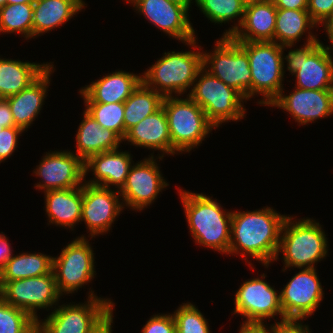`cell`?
I'll return each mask as SVG.
<instances>
[{"instance_id":"6da1fadb","label":"cell","mask_w":333,"mask_h":333,"mask_svg":"<svg viewBox=\"0 0 333 333\" xmlns=\"http://www.w3.org/2000/svg\"><path fill=\"white\" fill-rule=\"evenodd\" d=\"M286 217L268 206L253 211H232L228 256L239 254L254 270L250 260H247L251 256L268 268L277 256Z\"/></svg>"},{"instance_id":"7a4b0ae2","label":"cell","mask_w":333,"mask_h":333,"mask_svg":"<svg viewBox=\"0 0 333 333\" xmlns=\"http://www.w3.org/2000/svg\"><path fill=\"white\" fill-rule=\"evenodd\" d=\"M178 193L195 244L227 255L231 242L232 211H226L217 199L203 193L179 188Z\"/></svg>"},{"instance_id":"3957f363","label":"cell","mask_w":333,"mask_h":333,"mask_svg":"<svg viewBox=\"0 0 333 333\" xmlns=\"http://www.w3.org/2000/svg\"><path fill=\"white\" fill-rule=\"evenodd\" d=\"M295 219V220H294ZM298 220V221H297ZM296 220L288 215L281 230L280 244L275 261L283 254V272L288 268H315V263L328 255V239L322 225L315 219Z\"/></svg>"},{"instance_id":"277c9868","label":"cell","mask_w":333,"mask_h":333,"mask_svg":"<svg viewBox=\"0 0 333 333\" xmlns=\"http://www.w3.org/2000/svg\"><path fill=\"white\" fill-rule=\"evenodd\" d=\"M196 39L184 43L189 48L191 46L190 51L165 52L142 74V81L163 97L181 96L187 90L190 93L197 73L202 68L203 48L197 45Z\"/></svg>"},{"instance_id":"5b68a950","label":"cell","mask_w":333,"mask_h":333,"mask_svg":"<svg viewBox=\"0 0 333 333\" xmlns=\"http://www.w3.org/2000/svg\"><path fill=\"white\" fill-rule=\"evenodd\" d=\"M162 107L166 113L172 142V155L198 148L215 126L204 110L188 95L186 98L167 96Z\"/></svg>"},{"instance_id":"8992f818","label":"cell","mask_w":333,"mask_h":333,"mask_svg":"<svg viewBox=\"0 0 333 333\" xmlns=\"http://www.w3.org/2000/svg\"><path fill=\"white\" fill-rule=\"evenodd\" d=\"M247 53L251 70V98L262 97L257 104L269 106L284 88V46L276 42H238Z\"/></svg>"},{"instance_id":"52a82bcc","label":"cell","mask_w":333,"mask_h":333,"mask_svg":"<svg viewBox=\"0 0 333 333\" xmlns=\"http://www.w3.org/2000/svg\"><path fill=\"white\" fill-rule=\"evenodd\" d=\"M187 95L204 110L208 120L217 129L222 123L245 118L244 102L247 100L203 67L198 71Z\"/></svg>"},{"instance_id":"ba28073f","label":"cell","mask_w":333,"mask_h":333,"mask_svg":"<svg viewBox=\"0 0 333 333\" xmlns=\"http://www.w3.org/2000/svg\"><path fill=\"white\" fill-rule=\"evenodd\" d=\"M87 295L84 303L57 305L46 319L37 320V333H89L115 309V303L96 296L93 290Z\"/></svg>"},{"instance_id":"9c48e42d","label":"cell","mask_w":333,"mask_h":333,"mask_svg":"<svg viewBox=\"0 0 333 333\" xmlns=\"http://www.w3.org/2000/svg\"><path fill=\"white\" fill-rule=\"evenodd\" d=\"M202 67L210 74L251 99V70L247 53L230 36L217 39L213 51L202 50Z\"/></svg>"},{"instance_id":"30bf717a","label":"cell","mask_w":333,"mask_h":333,"mask_svg":"<svg viewBox=\"0 0 333 333\" xmlns=\"http://www.w3.org/2000/svg\"><path fill=\"white\" fill-rule=\"evenodd\" d=\"M293 45L284 46L290 49L283 55L286 70L296 77L297 88L307 90L333 89V53L316 42L303 44L293 49Z\"/></svg>"},{"instance_id":"8fae6325","label":"cell","mask_w":333,"mask_h":333,"mask_svg":"<svg viewBox=\"0 0 333 333\" xmlns=\"http://www.w3.org/2000/svg\"><path fill=\"white\" fill-rule=\"evenodd\" d=\"M86 236L73 238L71 243L53 257V272L60 294H73L90 283L96 275L94 250Z\"/></svg>"},{"instance_id":"7c38bea8","label":"cell","mask_w":333,"mask_h":333,"mask_svg":"<svg viewBox=\"0 0 333 333\" xmlns=\"http://www.w3.org/2000/svg\"><path fill=\"white\" fill-rule=\"evenodd\" d=\"M0 296L10 305L29 313L37 321L40 319L37 312L40 309L55 308L62 295L52 270L43 276L8 281L0 288Z\"/></svg>"},{"instance_id":"4fadbf2b","label":"cell","mask_w":333,"mask_h":333,"mask_svg":"<svg viewBox=\"0 0 333 333\" xmlns=\"http://www.w3.org/2000/svg\"><path fill=\"white\" fill-rule=\"evenodd\" d=\"M260 275V278L244 281L235 293V308L232 313L246 318L243 324H265L266 319L271 320L275 316L285 318L280 303V291L264 280L267 276L265 273Z\"/></svg>"},{"instance_id":"5bb4252c","label":"cell","mask_w":333,"mask_h":333,"mask_svg":"<svg viewBox=\"0 0 333 333\" xmlns=\"http://www.w3.org/2000/svg\"><path fill=\"white\" fill-rule=\"evenodd\" d=\"M157 156L155 159L152 153L131 166L125 183L119 190L124 208L126 206L133 211H142L152 205L160 192L169 186L156 161L164 158L159 152Z\"/></svg>"},{"instance_id":"9a60e30c","label":"cell","mask_w":333,"mask_h":333,"mask_svg":"<svg viewBox=\"0 0 333 333\" xmlns=\"http://www.w3.org/2000/svg\"><path fill=\"white\" fill-rule=\"evenodd\" d=\"M316 268H301L280 292L285 318H308L314 315L324 298Z\"/></svg>"},{"instance_id":"2e32d148","label":"cell","mask_w":333,"mask_h":333,"mask_svg":"<svg viewBox=\"0 0 333 333\" xmlns=\"http://www.w3.org/2000/svg\"><path fill=\"white\" fill-rule=\"evenodd\" d=\"M120 192L84 183L82 185L81 222L86 224L90 240L110 231L117 216L124 210Z\"/></svg>"},{"instance_id":"e0dca14e","label":"cell","mask_w":333,"mask_h":333,"mask_svg":"<svg viewBox=\"0 0 333 333\" xmlns=\"http://www.w3.org/2000/svg\"><path fill=\"white\" fill-rule=\"evenodd\" d=\"M33 174L40 177L34 187L43 192L82 186L85 183L84 161L71 150L46 152Z\"/></svg>"},{"instance_id":"ac0fdd59","label":"cell","mask_w":333,"mask_h":333,"mask_svg":"<svg viewBox=\"0 0 333 333\" xmlns=\"http://www.w3.org/2000/svg\"><path fill=\"white\" fill-rule=\"evenodd\" d=\"M136 12L166 35L182 43L197 37L189 19V11L182 5L168 0H126Z\"/></svg>"},{"instance_id":"d6986e66","label":"cell","mask_w":333,"mask_h":333,"mask_svg":"<svg viewBox=\"0 0 333 333\" xmlns=\"http://www.w3.org/2000/svg\"><path fill=\"white\" fill-rule=\"evenodd\" d=\"M269 106L286 111L299 126L309 125L315 120L332 116L333 89L307 90L295 87L289 95H285L283 88Z\"/></svg>"},{"instance_id":"ffe728a7","label":"cell","mask_w":333,"mask_h":333,"mask_svg":"<svg viewBox=\"0 0 333 333\" xmlns=\"http://www.w3.org/2000/svg\"><path fill=\"white\" fill-rule=\"evenodd\" d=\"M118 149L92 155L84 162L85 177L90 171L94 175L85 180L86 184L110 189L115 186L118 191L123 187L134 161L129 151Z\"/></svg>"},{"instance_id":"44dd1931","label":"cell","mask_w":333,"mask_h":333,"mask_svg":"<svg viewBox=\"0 0 333 333\" xmlns=\"http://www.w3.org/2000/svg\"><path fill=\"white\" fill-rule=\"evenodd\" d=\"M142 82V74L122 70L107 73L79 90L84 103H124Z\"/></svg>"},{"instance_id":"7402d4cb","label":"cell","mask_w":333,"mask_h":333,"mask_svg":"<svg viewBox=\"0 0 333 333\" xmlns=\"http://www.w3.org/2000/svg\"><path fill=\"white\" fill-rule=\"evenodd\" d=\"M54 69V70H53ZM53 63L28 87L7 99L13 120L24 131L33 124L47 97L51 74L55 71Z\"/></svg>"},{"instance_id":"603a6c76","label":"cell","mask_w":333,"mask_h":333,"mask_svg":"<svg viewBox=\"0 0 333 333\" xmlns=\"http://www.w3.org/2000/svg\"><path fill=\"white\" fill-rule=\"evenodd\" d=\"M123 141L136 147L158 150L161 157L165 154L172 156L168 120L163 107L130 128Z\"/></svg>"},{"instance_id":"cb8c5ba5","label":"cell","mask_w":333,"mask_h":333,"mask_svg":"<svg viewBox=\"0 0 333 333\" xmlns=\"http://www.w3.org/2000/svg\"><path fill=\"white\" fill-rule=\"evenodd\" d=\"M276 14L271 0L248 5L241 25L230 37L236 42H274Z\"/></svg>"},{"instance_id":"d4e9b609","label":"cell","mask_w":333,"mask_h":333,"mask_svg":"<svg viewBox=\"0 0 333 333\" xmlns=\"http://www.w3.org/2000/svg\"><path fill=\"white\" fill-rule=\"evenodd\" d=\"M48 225L70 228L81 223L82 186L44 192Z\"/></svg>"},{"instance_id":"484cf974","label":"cell","mask_w":333,"mask_h":333,"mask_svg":"<svg viewBox=\"0 0 333 333\" xmlns=\"http://www.w3.org/2000/svg\"><path fill=\"white\" fill-rule=\"evenodd\" d=\"M75 140V154L84 162L92 155L115 150L123 143L114 131L101 127L85 110Z\"/></svg>"},{"instance_id":"4316f807","label":"cell","mask_w":333,"mask_h":333,"mask_svg":"<svg viewBox=\"0 0 333 333\" xmlns=\"http://www.w3.org/2000/svg\"><path fill=\"white\" fill-rule=\"evenodd\" d=\"M84 0H35L33 3V39L63 24L82 11ZM54 28V29H53Z\"/></svg>"},{"instance_id":"83f0119b","label":"cell","mask_w":333,"mask_h":333,"mask_svg":"<svg viewBox=\"0 0 333 333\" xmlns=\"http://www.w3.org/2000/svg\"><path fill=\"white\" fill-rule=\"evenodd\" d=\"M51 63L0 58V98H8L34 82Z\"/></svg>"},{"instance_id":"f1b7e54d","label":"cell","mask_w":333,"mask_h":333,"mask_svg":"<svg viewBox=\"0 0 333 333\" xmlns=\"http://www.w3.org/2000/svg\"><path fill=\"white\" fill-rule=\"evenodd\" d=\"M317 29V25L310 18L307 10H291L277 8L274 42L281 46L293 45L301 40L302 36L306 35V42H316L319 40L312 29Z\"/></svg>"},{"instance_id":"f546056e","label":"cell","mask_w":333,"mask_h":333,"mask_svg":"<svg viewBox=\"0 0 333 333\" xmlns=\"http://www.w3.org/2000/svg\"><path fill=\"white\" fill-rule=\"evenodd\" d=\"M53 268V257L38 253L12 255L0 272V288L8 281L49 274Z\"/></svg>"},{"instance_id":"4dcf8cb0","label":"cell","mask_w":333,"mask_h":333,"mask_svg":"<svg viewBox=\"0 0 333 333\" xmlns=\"http://www.w3.org/2000/svg\"><path fill=\"white\" fill-rule=\"evenodd\" d=\"M163 98L142 81L124 102V137L130 128L158 111L162 107Z\"/></svg>"},{"instance_id":"1f68e13d","label":"cell","mask_w":333,"mask_h":333,"mask_svg":"<svg viewBox=\"0 0 333 333\" xmlns=\"http://www.w3.org/2000/svg\"><path fill=\"white\" fill-rule=\"evenodd\" d=\"M195 3L212 23L222 25L237 20L222 36H230L241 25L246 8L243 0H195Z\"/></svg>"},{"instance_id":"d6a6232c","label":"cell","mask_w":333,"mask_h":333,"mask_svg":"<svg viewBox=\"0 0 333 333\" xmlns=\"http://www.w3.org/2000/svg\"><path fill=\"white\" fill-rule=\"evenodd\" d=\"M33 38V3L6 4L0 8V34Z\"/></svg>"},{"instance_id":"836d02e7","label":"cell","mask_w":333,"mask_h":333,"mask_svg":"<svg viewBox=\"0 0 333 333\" xmlns=\"http://www.w3.org/2000/svg\"><path fill=\"white\" fill-rule=\"evenodd\" d=\"M0 333H37V321L0 296Z\"/></svg>"},{"instance_id":"e575fe53","label":"cell","mask_w":333,"mask_h":333,"mask_svg":"<svg viewBox=\"0 0 333 333\" xmlns=\"http://www.w3.org/2000/svg\"><path fill=\"white\" fill-rule=\"evenodd\" d=\"M85 111L92 116L101 127L114 131L124 139V103H84Z\"/></svg>"},{"instance_id":"d590c367","label":"cell","mask_w":333,"mask_h":333,"mask_svg":"<svg viewBox=\"0 0 333 333\" xmlns=\"http://www.w3.org/2000/svg\"><path fill=\"white\" fill-rule=\"evenodd\" d=\"M182 304L173 314L176 322V333H211L208 319L204 317L195 304L190 302Z\"/></svg>"},{"instance_id":"8d00e7d4","label":"cell","mask_w":333,"mask_h":333,"mask_svg":"<svg viewBox=\"0 0 333 333\" xmlns=\"http://www.w3.org/2000/svg\"><path fill=\"white\" fill-rule=\"evenodd\" d=\"M23 132L25 131L17 126L0 130V164L10 158L15 149L18 148L19 137L22 136Z\"/></svg>"},{"instance_id":"74e56055","label":"cell","mask_w":333,"mask_h":333,"mask_svg":"<svg viewBox=\"0 0 333 333\" xmlns=\"http://www.w3.org/2000/svg\"><path fill=\"white\" fill-rule=\"evenodd\" d=\"M142 333H176V322L173 313L155 314L143 325Z\"/></svg>"},{"instance_id":"f35d334b","label":"cell","mask_w":333,"mask_h":333,"mask_svg":"<svg viewBox=\"0 0 333 333\" xmlns=\"http://www.w3.org/2000/svg\"><path fill=\"white\" fill-rule=\"evenodd\" d=\"M305 318H284L271 324V333H311L309 325H304ZM302 321V322H301Z\"/></svg>"},{"instance_id":"ab89813d","label":"cell","mask_w":333,"mask_h":333,"mask_svg":"<svg viewBox=\"0 0 333 333\" xmlns=\"http://www.w3.org/2000/svg\"><path fill=\"white\" fill-rule=\"evenodd\" d=\"M310 18L319 27L333 12V0H308Z\"/></svg>"},{"instance_id":"60d3db41","label":"cell","mask_w":333,"mask_h":333,"mask_svg":"<svg viewBox=\"0 0 333 333\" xmlns=\"http://www.w3.org/2000/svg\"><path fill=\"white\" fill-rule=\"evenodd\" d=\"M16 126L7 99L0 98V130Z\"/></svg>"},{"instance_id":"b9f144b4","label":"cell","mask_w":333,"mask_h":333,"mask_svg":"<svg viewBox=\"0 0 333 333\" xmlns=\"http://www.w3.org/2000/svg\"><path fill=\"white\" fill-rule=\"evenodd\" d=\"M276 8L307 10L308 0H271Z\"/></svg>"},{"instance_id":"7bdbcfd3","label":"cell","mask_w":333,"mask_h":333,"mask_svg":"<svg viewBox=\"0 0 333 333\" xmlns=\"http://www.w3.org/2000/svg\"><path fill=\"white\" fill-rule=\"evenodd\" d=\"M12 246L5 233H0V272L6 264V261L13 255Z\"/></svg>"},{"instance_id":"ee69618b","label":"cell","mask_w":333,"mask_h":333,"mask_svg":"<svg viewBox=\"0 0 333 333\" xmlns=\"http://www.w3.org/2000/svg\"><path fill=\"white\" fill-rule=\"evenodd\" d=\"M239 333H271L269 324H243L241 323Z\"/></svg>"},{"instance_id":"f6af8a7d","label":"cell","mask_w":333,"mask_h":333,"mask_svg":"<svg viewBox=\"0 0 333 333\" xmlns=\"http://www.w3.org/2000/svg\"><path fill=\"white\" fill-rule=\"evenodd\" d=\"M113 310L89 333H112Z\"/></svg>"},{"instance_id":"bcb514c9","label":"cell","mask_w":333,"mask_h":333,"mask_svg":"<svg viewBox=\"0 0 333 333\" xmlns=\"http://www.w3.org/2000/svg\"><path fill=\"white\" fill-rule=\"evenodd\" d=\"M321 26H324V30L326 31L327 37L329 39V42L331 45H324L322 42L319 40V44L326 48L329 52L333 53V12L331 15L321 23Z\"/></svg>"},{"instance_id":"7dc6e473","label":"cell","mask_w":333,"mask_h":333,"mask_svg":"<svg viewBox=\"0 0 333 333\" xmlns=\"http://www.w3.org/2000/svg\"><path fill=\"white\" fill-rule=\"evenodd\" d=\"M168 1H171V2H174V3H177L179 5H182L184 6L188 11H191L189 10L190 7L192 6L191 4L193 3V1L195 2V0H168ZM192 1V2H191Z\"/></svg>"},{"instance_id":"c3c4849f","label":"cell","mask_w":333,"mask_h":333,"mask_svg":"<svg viewBox=\"0 0 333 333\" xmlns=\"http://www.w3.org/2000/svg\"><path fill=\"white\" fill-rule=\"evenodd\" d=\"M35 0H6V4L34 3Z\"/></svg>"},{"instance_id":"681fc988","label":"cell","mask_w":333,"mask_h":333,"mask_svg":"<svg viewBox=\"0 0 333 333\" xmlns=\"http://www.w3.org/2000/svg\"><path fill=\"white\" fill-rule=\"evenodd\" d=\"M267 1H270V0H243V3L245 6H248V5L263 3V2H267Z\"/></svg>"},{"instance_id":"f907efd6","label":"cell","mask_w":333,"mask_h":333,"mask_svg":"<svg viewBox=\"0 0 333 333\" xmlns=\"http://www.w3.org/2000/svg\"><path fill=\"white\" fill-rule=\"evenodd\" d=\"M6 5V0H0V8Z\"/></svg>"}]
</instances>
